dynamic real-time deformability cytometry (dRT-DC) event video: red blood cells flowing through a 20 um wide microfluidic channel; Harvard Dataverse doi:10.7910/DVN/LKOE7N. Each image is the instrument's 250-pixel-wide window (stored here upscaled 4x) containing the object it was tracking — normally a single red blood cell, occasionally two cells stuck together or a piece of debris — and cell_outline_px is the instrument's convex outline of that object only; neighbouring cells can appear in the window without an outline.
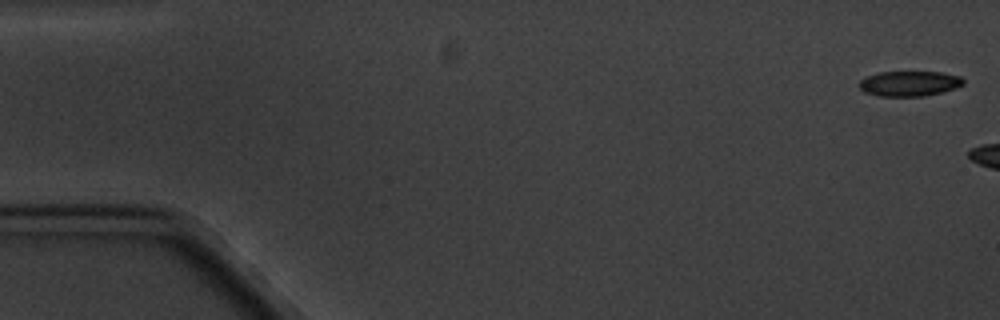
{"species": "common noctule bat (a hibernating species)", "species_latin": "Nyctalus noctula", "temperature_condition": "cold", "stored_images_in_passage": 3, "camera_frame_rate_fps": 3000, "um_per_image_px": 0.085, "animal": {"sex": "male", "body_mass_g": 20.1, "forearm_length_mm": 53.5}, "frame": {"image": 1, "passage_image": 1, "time_ms": 0.0, "image_size_px": [1000, 320], "cell_outline_px": [[964, 84], [956, 88], [924, 96], [880, 96], [864, 92], [856, 84], [864, 76], [880, 72], [940, 72], [960, 76], [964, 80]], "centroid_in_image_um": [77.25, 7.1], "position_along_channel_um": 7.7, "area_um2": 15.37}}